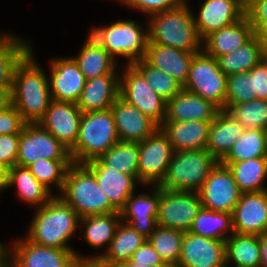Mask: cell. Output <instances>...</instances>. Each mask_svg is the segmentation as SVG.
Here are the masks:
<instances>
[{
	"instance_id": "obj_21",
	"label": "cell",
	"mask_w": 267,
	"mask_h": 267,
	"mask_svg": "<svg viewBox=\"0 0 267 267\" xmlns=\"http://www.w3.org/2000/svg\"><path fill=\"white\" fill-rule=\"evenodd\" d=\"M152 195L141 193L136 197L132 194L124 208L120 211L121 221L129 224L134 230L148 238L157 226L160 187L154 185ZM125 219V220H124Z\"/></svg>"
},
{
	"instance_id": "obj_31",
	"label": "cell",
	"mask_w": 267,
	"mask_h": 267,
	"mask_svg": "<svg viewBox=\"0 0 267 267\" xmlns=\"http://www.w3.org/2000/svg\"><path fill=\"white\" fill-rule=\"evenodd\" d=\"M147 240L129 224L120 221L114 238L105 253L98 256L107 265H120L131 259L133 253Z\"/></svg>"
},
{
	"instance_id": "obj_23",
	"label": "cell",
	"mask_w": 267,
	"mask_h": 267,
	"mask_svg": "<svg viewBox=\"0 0 267 267\" xmlns=\"http://www.w3.org/2000/svg\"><path fill=\"white\" fill-rule=\"evenodd\" d=\"M212 121H164L159 128L167 136L174 151L206 149Z\"/></svg>"
},
{
	"instance_id": "obj_41",
	"label": "cell",
	"mask_w": 267,
	"mask_h": 267,
	"mask_svg": "<svg viewBox=\"0 0 267 267\" xmlns=\"http://www.w3.org/2000/svg\"><path fill=\"white\" fill-rule=\"evenodd\" d=\"M145 78L149 86L166 102L178 94L183 86L166 72L154 68L144 59L132 64Z\"/></svg>"
},
{
	"instance_id": "obj_29",
	"label": "cell",
	"mask_w": 267,
	"mask_h": 267,
	"mask_svg": "<svg viewBox=\"0 0 267 267\" xmlns=\"http://www.w3.org/2000/svg\"><path fill=\"white\" fill-rule=\"evenodd\" d=\"M78 56L73 57L86 80L106 74H116L115 59L96 39L88 35Z\"/></svg>"
},
{
	"instance_id": "obj_27",
	"label": "cell",
	"mask_w": 267,
	"mask_h": 267,
	"mask_svg": "<svg viewBox=\"0 0 267 267\" xmlns=\"http://www.w3.org/2000/svg\"><path fill=\"white\" fill-rule=\"evenodd\" d=\"M95 176L100 188L107 195L111 205L120 212L127 200L134 194L135 181L132 175L120 173L109 166H86Z\"/></svg>"
},
{
	"instance_id": "obj_28",
	"label": "cell",
	"mask_w": 267,
	"mask_h": 267,
	"mask_svg": "<svg viewBox=\"0 0 267 267\" xmlns=\"http://www.w3.org/2000/svg\"><path fill=\"white\" fill-rule=\"evenodd\" d=\"M244 130V127L227 110H220L210 124L206 149L220 162Z\"/></svg>"
},
{
	"instance_id": "obj_18",
	"label": "cell",
	"mask_w": 267,
	"mask_h": 267,
	"mask_svg": "<svg viewBox=\"0 0 267 267\" xmlns=\"http://www.w3.org/2000/svg\"><path fill=\"white\" fill-rule=\"evenodd\" d=\"M198 17L194 16L199 37L229 26L245 16L246 0H205Z\"/></svg>"
},
{
	"instance_id": "obj_15",
	"label": "cell",
	"mask_w": 267,
	"mask_h": 267,
	"mask_svg": "<svg viewBox=\"0 0 267 267\" xmlns=\"http://www.w3.org/2000/svg\"><path fill=\"white\" fill-rule=\"evenodd\" d=\"M225 241L184 232L177 267H225Z\"/></svg>"
},
{
	"instance_id": "obj_16",
	"label": "cell",
	"mask_w": 267,
	"mask_h": 267,
	"mask_svg": "<svg viewBox=\"0 0 267 267\" xmlns=\"http://www.w3.org/2000/svg\"><path fill=\"white\" fill-rule=\"evenodd\" d=\"M235 233L263 235L267 233V190L242 193L232 212Z\"/></svg>"
},
{
	"instance_id": "obj_22",
	"label": "cell",
	"mask_w": 267,
	"mask_h": 267,
	"mask_svg": "<svg viewBox=\"0 0 267 267\" xmlns=\"http://www.w3.org/2000/svg\"><path fill=\"white\" fill-rule=\"evenodd\" d=\"M220 110L213 102L183 88L167 101L165 121H213Z\"/></svg>"
},
{
	"instance_id": "obj_56",
	"label": "cell",
	"mask_w": 267,
	"mask_h": 267,
	"mask_svg": "<svg viewBox=\"0 0 267 267\" xmlns=\"http://www.w3.org/2000/svg\"><path fill=\"white\" fill-rule=\"evenodd\" d=\"M8 169L0 164V190L7 187Z\"/></svg>"
},
{
	"instance_id": "obj_55",
	"label": "cell",
	"mask_w": 267,
	"mask_h": 267,
	"mask_svg": "<svg viewBox=\"0 0 267 267\" xmlns=\"http://www.w3.org/2000/svg\"><path fill=\"white\" fill-rule=\"evenodd\" d=\"M11 252L12 251H9L7 248H5L0 253V267H12V258H9V255L11 256Z\"/></svg>"
},
{
	"instance_id": "obj_54",
	"label": "cell",
	"mask_w": 267,
	"mask_h": 267,
	"mask_svg": "<svg viewBox=\"0 0 267 267\" xmlns=\"http://www.w3.org/2000/svg\"><path fill=\"white\" fill-rule=\"evenodd\" d=\"M261 267H267V233L260 235Z\"/></svg>"
},
{
	"instance_id": "obj_58",
	"label": "cell",
	"mask_w": 267,
	"mask_h": 267,
	"mask_svg": "<svg viewBox=\"0 0 267 267\" xmlns=\"http://www.w3.org/2000/svg\"><path fill=\"white\" fill-rule=\"evenodd\" d=\"M6 247L2 244V243H0V253L5 249Z\"/></svg>"
},
{
	"instance_id": "obj_12",
	"label": "cell",
	"mask_w": 267,
	"mask_h": 267,
	"mask_svg": "<svg viewBox=\"0 0 267 267\" xmlns=\"http://www.w3.org/2000/svg\"><path fill=\"white\" fill-rule=\"evenodd\" d=\"M173 152L167 136L160 128L139 142L138 182L159 185L166 176Z\"/></svg>"
},
{
	"instance_id": "obj_32",
	"label": "cell",
	"mask_w": 267,
	"mask_h": 267,
	"mask_svg": "<svg viewBox=\"0 0 267 267\" xmlns=\"http://www.w3.org/2000/svg\"><path fill=\"white\" fill-rule=\"evenodd\" d=\"M226 266L261 267L260 238L257 235L233 233L225 240Z\"/></svg>"
},
{
	"instance_id": "obj_42",
	"label": "cell",
	"mask_w": 267,
	"mask_h": 267,
	"mask_svg": "<svg viewBox=\"0 0 267 267\" xmlns=\"http://www.w3.org/2000/svg\"><path fill=\"white\" fill-rule=\"evenodd\" d=\"M246 130L267 131V100L252 99L232 105L227 110Z\"/></svg>"
},
{
	"instance_id": "obj_19",
	"label": "cell",
	"mask_w": 267,
	"mask_h": 267,
	"mask_svg": "<svg viewBox=\"0 0 267 267\" xmlns=\"http://www.w3.org/2000/svg\"><path fill=\"white\" fill-rule=\"evenodd\" d=\"M111 111L119 141L142 142L159 128L154 121L120 96L114 101Z\"/></svg>"
},
{
	"instance_id": "obj_9",
	"label": "cell",
	"mask_w": 267,
	"mask_h": 267,
	"mask_svg": "<svg viewBox=\"0 0 267 267\" xmlns=\"http://www.w3.org/2000/svg\"><path fill=\"white\" fill-rule=\"evenodd\" d=\"M201 207L198 192L166 190L160 187L156 223L163 228L187 232Z\"/></svg>"
},
{
	"instance_id": "obj_4",
	"label": "cell",
	"mask_w": 267,
	"mask_h": 267,
	"mask_svg": "<svg viewBox=\"0 0 267 267\" xmlns=\"http://www.w3.org/2000/svg\"><path fill=\"white\" fill-rule=\"evenodd\" d=\"M61 192L59 196L80 218L118 212L84 164L69 166Z\"/></svg>"
},
{
	"instance_id": "obj_61",
	"label": "cell",
	"mask_w": 267,
	"mask_h": 267,
	"mask_svg": "<svg viewBox=\"0 0 267 267\" xmlns=\"http://www.w3.org/2000/svg\"><path fill=\"white\" fill-rule=\"evenodd\" d=\"M120 1L126 4L128 0H120Z\"/></svg>"
},
{
	"instance_id": "obj_39",
	"label": "cell",
	"mask_w": 267,
	"mask_h": 267,
	"mask_svg": "<svg viewBox=\"0 0 267 267\" xmlns=\"http://www.w3.org/2000/svg\"><path fill=\"white\" fill-rule=\"evenodd\" d=\"M258 157H267V131L245 129L220 163L231 164Z\"/></svg>"
},
{
	"instance_id": "obj_34",
	"label": "cell",
	"mask_w": 267,
	"mask_h": 267,
	"mask_svg": "<svg viewBox=\"0 0 267 267\" xmlns=\"http://www.w3.org/2000/svg\"><path fill=\"white\" fill-rule=\"evenodd\" d=\"M231 171L242 193L266 191L263 180L267 178V157L252 158L231 164H222Z\"/></svg>"
},
{
	"instance_id": "obj_20",
	"label": "cell",
	"mask_w": 267,
	"mask_h": 267,
	"mask_svg": "<svg viewBox=\"0 0 267 267\" xmlns=\"http://www.w3.org/2000/svg\"><path fill=\"white\" fill-rule=\"evenodd\" d=\"M49 88L52 100L77 103L86 79L73 59L58 58L51 63Z\"/></svg>"
},
{
	"instance_id": "obj_5",
	"label": "cell",
	"mask_w": 267,
	"mask_h": 267,
	"mask_svg": "<svg viewBox=\"0 0 267 267\" xmlns=\"http://www.w3.org/2000/svg\"><path fill=\"white\" fill-rule=\"evenodd\" d=\"M118 141L111 108L83 113L78 139L70 150L73 163L85 164L97 159Z\"/></svg>"
},
{
	"instance_id": "obj_57",
	"label": "cell",
	"mask_w": 267,
	"mask_h": 267,
	"mask_svg": "<svg viewBox=\"0 0 267 267\" xmlns=\"http://www.w3.org/2000/svg\"><path fill=\"white\" fill-rule=\"evenodd\" d=\"M120 267H170L169 265H158V266H151V265H140L138 263H135L131 260L125 261L119 265Z\"/></svg>"
},
{
	"instance_id": "obj_33",
	"label": "cell",
	"mask_w": 267,
	"mask_h": 267,
	"mask_svg": "<svg viewBox=\"0 0 267 267\" xmlns=\"http://www.w3.org/2000/svg\"><path fill=\"white\" fill-rule=\"evenodd\" d=\"M13 185H16L21 199L28 204H36L38 208L53 197L50 190L40 183L27 167L15 165L8 169L7 187Z\"/></svg>"
},
{
	"instance_id": "obj_13",
	"label": "cell",
	"mask_w": 267,
	"mask_h": 267,
	"mask_svg": "<svg viewBox=\"0 0 267 267\" xmlns=\"http://www.w3.org/2000/svg\"><path fill=\"white\" fill-rule=\"evenodd\" d=\"M198 193L202 207L230 214L242 194L231 171L220 162L209 173Z\"/></svg>"
},
{
	"instance_id": "obj_2",
	"label": "cell",
	"mask_w": 267,
	"mask_h": 267,
	"mask_svg": "<svg viewBox=\"0 0 267 267\" xmlns=\"http://www.w3.org/2000/svg\"><path fill=\"white\" fill-rule=\"evenodd\" d=\"M80 217L60 196H53L36 210L27 238L35 244L72 249L67 245L75 233Z\"/></svg>"
},
{
	"instance_id": "obj_11",
	"label": "cell",
	"mask_w": 267,
	"mask_h": 267,
	"mask_svg": "<svg viewBox=\"0 0 267 267\" xmlns=\"http://www.w3.org/2000/svg\"><path fill=\"white\" fill-rule=\"evenodd\" d=\"M41 158L72 160L70 150L38 123L25 124L20 134L16 165L28 167Z\"/></svg>"
},
{
	"instance_id": "obj_53",
	"label": "cell",
	"mask_w": 267,
	"mask_h": 267,
	"mask_svg": "<svg viewBox=\"0 0 267 267\" xmlns=\"http://www.w3.org/2000/svg\"><path fill=\"white\" fill-rule=\"evenodd\" d=\"M11 89L12 87H0V111L12 104Z\"/></svg>"
},
{
	"instance_id": "obj_26",
	"label": "cell",
	"mask_w": 267,
	"mask_h": 267,
	"mask_svg": "<svg viewBox=\"0 0 267 267\" xmlns=\"http://www.w3.org/2000/svg\"><path fill=\"white\" fill-rule=\"evenodd\" d=\"M195 53L198 52H185L148 42L144 60L152 67L166 72L184 86L188 78L191 59Z\"/></svg>"
},
{
	"instance_id": "obj_40",
	"label": "cell",
	"mask_w": 267,
	"mask_h": 267,
	"mask_svg": "<svg viewBox=\"0 0 267 267\" xmlns=\"http://www.w3.org/2000/svg\"><path fill=\"white\" fill-rule=\"evenodd\" d=\"M183 237L184 232L182 231L157 225L147 240L159 254L164 264L177 267Z\"/></svg>"
},
{
	"instance_id": "obj_52",
	"label": "cell",
	"mask_w": 267,
	"mask_h": 267,
	"mask_svg": "<svg viewBox=\"0 0 267 267\" xmlns=\"http://www.w3.org/2000/svg\"><path fill=\"white\" fill-rule=\"evenodd\" d=\"M254 36L259 40L265 52H267V19H264L255 29Z\"/></svg>"
},
{
	"instance_id": "obj_35",
	"label": "cell",
	"mask_w": 267,
	"mask_h": 267,
	"mask_svg": "<svg viewBox=\"0 0 267 267\" xmlns=\"http://www.w3.org/2000/svg\"><path fill=\"white\" fill-rule=\"evenodd\" d=\"M265 51L259 40L253 36L246 44L234 52L217 58L219 68L228 77L241 72L250 71L264 58Z\"/></svg>"
},
{
	"instance_id": "obj_6",
	"label": "cell",
	"mask_w": 267,
	"mask_h": 267,
	"mask_svg": "<svg viewBox=\"0 0 267 267\" xmlns=\"http://www.w3.org/2000/svg\"><path fill=\"white\" fill-rule=\"evenodd\" d=\"M219 161L207 149L174 151L165 178L166 190L199 192Z\"/></svg>"
},
{
	"instance_id": "obj_49",
	"label": "cell",
	"mask_w": 267,
	"mask_h": 267,
	"mask_svg": "<svg viewBox=\"0 0 267 267\" xmlns=\"http://www.w3.org/2000/svg\"><path fill=\"white\" fill-rule=\"evenodd\" d=\"M131 261L140 265H167L161 260L159 254L155 251L153 246L146 240L132 255Z\"/></svg>"
},
{
	"instance_id": "obj_25",
	"label": "cell",
	"mask_w": 267,
	"mask_h": 267,
	"mask_svg": "<svg viewBox=\"0 0 267 267\" xmlns=\"http://www.w3.org/2000/svg\"><path fill=\"white\" fill-rule=\"evenodd\" d=\"M118 74H106L88 79L77 101L83 113L110 109L119 97L120 78Z\"/></svg>"
},
{
	"instance_id": "obj_44",
	"label": "cell",
	"mask_w": 267,
	"mask_h": 267,
	"mask_svg": "<svg viewBox=\"0 0 267 267\" xmlns=\"http://www.w3.org/2000/svg\"><path fill=\"white\" fill-rule=\"evenodd\" d=\"M252 99L251 70L227 77L225 110Z\"/></svg>"
},
{
	"instance_id": "obj_30",
	"label": "cell",
	"mask_w": 267,
	"mask_h": 267,
	"mask_svg": "<svg viewBox=\"0 0 267 267\" xmlns=\"http://www.w3.org/2000/svg\"><path fill=\"white\" fill-rule=\"evenodd\" d=\"M139 142L118 141L99 158L85 166H109L120 173L132 175L138 181Z\"/></svg>"
},
{
	"instance_id": "obj_47",
	"label": "cell",
	"mask_w": 267,
	"mask_h": 267,
	"mask_svg": "<svg viewBox=\"0 0 267 267\" xmlns=\"http://www.w3.org/2000/svg\"><path fill=\"white\" fill-rule=\"evenodd\" d=\"M184 1L185 0H128L126 5L152 15L174 9Z\"/></svg>"
},
{
	"instance_id": "obj_36",
	"label": "cell",
	"mask_w": 267,
	"mask_h": 267,
	"mask_svg": "<svg viewBox=\"0 0 267 267\" xmlns=\"http://www.w3.org/2000/svg\"><path fill=\"white\" fill-rule=\"evenodd\" d=\"M189 232L206 238L225 241L234 233L232 214L201 207ZM228 232L231 235H228Z\"/></svg>"
},
{
	"instance_id": "obj_50",
	"label": "cell",
	"mask_w": 267,
	"mask_h": 267,
	"mask_svg": "<svg viewBox=\"0 0 267 267\" xmlns=\"http://www.w3.org/2000/svg\"><path fill=\"white\" fill-rule=\"evenodd\" d=\"M245 15L255 29L264 19H267V0H246Z\"/></svg>"
},
{
	"instance_id": "obj_37",
	"label": "cell",
	"mask_w": 267,
	"mask_h": 267,
	"mask_svg": "<svg viewBox=\"0 0 267 267\" xmlns=\"http://www.w3.org/2000/svg\"><path fill=\"white\" fill-rule=\"evenodd\" d=\"M30 50L21 38L0 34V87H12L14 70Z\"/></svg>"
},
{
	"instance_id": "obj_10",
	"label": "cell",
	"mask_w": 267,
	"mask_h": 267,
	"mask_svg": "<svg viewBox=\"0 0 267 267\" xmlns=\"http://www.w3.org/2000/svg\"><path fill=\"white\" fill-rule=\"evenodd\" d=\"M121 77L119 96L160 126L165 121L167 102L155 93L132 64H127Z\"/></svg>"
},
{
	"instance_id": "obj_17",
	"label": "cell",
	"mask_w": 267,
	"mask_h": 267,
	"mask_svg": "<svg viewBox=\"0 0 267 267\" xmlns=\"http://www.w3.org/2000/svg\"><path fill=\"white\" fill-rule=\"evenodd\" d=\"M11 252L12 267H67L78 253L33 243L27 237L15 241Z\"/></svg>"
},
{
	"instance_id": "obj_3",
	"label": "cell",
	"mask_w": 267,
	"mask_h": 267,
	"mask_svg": "<svg viewBox=\"0 0 267 267\" xmlns=\"http://www.w3.org/2000/svg\"><path fill=\"white\" fill-rule=\"evenodd\" d=\"M147 24L148 42L180 49L185 52H201L202 39L199 37L194 14L184 1L174 9L151 15Z\"/></svg>"
},
{
	"instance_id": "obj_60",
	"label": "cell",
	"mask_w": 267,
	"mask_h": 267,
	"mask_svg": "<svg viewBox=\"0 0 267 267\" xmlns=\"http://www.w3.org/2000/svg\"><path fill=\"white\" fill-rule=\"evenodd\" d=\"M106 267H120L119 265H106Z\"/></svg>"
},
{
	"instance_id": "obj_51",
	"label": "cell",
	"mask_w": 267,
	"mask_h": 267,
	"mask_svg": "<svg viewBox=\"0 0 267 267\" xmlns=\"http://www.w3.org/2000/svg\"><path fill=\"white\" fill-rule=\"evenodd\" d=\"M106 263L99 257H84L75 255L67 267H106Z\"/></svg>"
},
{
	"instance_id": "obj_43",
	"label": "cell",
	"mask_w": 267,
	"mask_h": 267,
	"mask_svg": "<svg viewBox=\"0 0 267 267\" xmlns=\"http://www.w3.org/2000/svg\"><path fill=\"white\" fill-rule=\"evenodd\" d=\"M73 160H48L38 159L31 163L27 168L33 176L50 191V184L62 190L66 173Z\"/></svg>"
},
{
	"instance_id": "obj_46",
	"label": "cell",
	"mask_w": 267,
	"mask_h": 267,
	"mask_svg": "<svg viewBox=\"0 0 267 267\" xmlns=\"http://www.w3.org/2000/svg\"><path fill=\"white\" fill-rule=\"evenodd\" d=\"M25 124L21 114L12 104L0 111V135L21 134Z\"/></svg>"
},
{
	"instance_id": "obj_59",
	"label": "cell",
	"mask_w": 267,
	"mask_h": 267,
	"mask_svg": "<svg viewBox=\"0 0 267 267\" xmlns=\"http://www.w3.org/2000/svg\"><path fill=\"white\" fill-rule=\"evenodd\" d=\"M263 61H264V62L267 64V52H265V55H264Z\"/></svg>"
},
{
	"instance_id": "obj_45",
	"label": "cell",
	"mask_w": 267,
	"mask_h": 267,
	"mask_svg": "<svg viewBox=\"0 0 267 267\" xmlns=\"http://www.w3.org/2000/svg\"><path fill=\"white\" fill-rule=\"evenodd\" d=\"M20 134L0 135V164L7 169L16 165Z\"/></svg>"
},
{
	"instance_id": "obj_1",
	"label": "cell",
	"mask_w": 267,
	"mask_h": 267,
	"mask_svg": "<svg viewBox=\"0 0 267 267\" xmlns=\"http://www.w3.org/2000/svg\"><path fill=\"white\" fill-rule=\"evenodd\" d=\"M45 74L33 60L31 50L14 70L12 105L26 124L38 123L52 101L49 81Z\"/></svg>"
},
{
	"instance_id": "obj_24",
	"label": "cell",
	"mask_w": 267,
	"mask_h": 267,
	"mask_svg": "<svg viewBox=\"0 0 267 267\" xmlns=\"http://www.w3.org/2000/svg\"><path fill=\"white\" fill-rule=\"evenodd\" d=\"M254 36V29L245 15L241 20L214 31L202 41L206 54L218 58L242 47Z\"/></svg>"
},
{
	"instance_id": "obj_8",
	"label": "cell",
	"mask_w": 267,
	"mask_h": 267,
	"mask_svg": "<svg viewBox=\"0 0 267 267\" xmlns=\"http://www.w3.org/2000/svg\"><path fill=\"white\" fill-rule=\"evenodd\" d=\"M226 83L227 76L219 68L217 59L202 50L193 55L183 88L225 110Z\"/></svg>"
},
{
	"instance_id": "obj_48",
	"label": "cell",
	"mask_w": 267,
	"mask_h": 267,
	"mask_svg": "<svg viewBox=\"0 0 267 267\" xmlns=\"http://www.w3.org/2000/svg\"><path fill=\"white\" fill-rule=\"evenodd\" d=\"M253 99L267 100V64L262 60L251 68Z\"/></svg>"
},
{
	"instance_id": "obj_38",
	"label": "cell",
	"mask_w": 267,
	"mask_h": 267,
	"mask_svg": "<svg viewBox=\"0 0 267 267\" xmlns=\"http://www.w3.org/2000/svg\"><path fill=\"white\" fill-rule=\"evenodd\" d=\"M121 221L120 212L90 215L79 219V223L85 226L82 235L85 241L93 248H99L111 244L118 224Z\"/></svg>"
},
{
	"instance_id": "obj_14",
	"label": "cell",
	"mask_w": 267,
	"mask_h": 267,
	"mask_svg": "<svg viewBox=\"0 0 267 267\" xmlns=\"http://www.w3.org/2000/svg\"><path fill=\"white\" fill-rule=\"evenodd\" d=\"M82 114L74 102L52 100L38 124L71 150L78 139Z\"/></svg>"
},
{
	"instance_id": "obj_7",
	"label": "cell",
	"mask_w": 267,
	"mask_h": 267,
	"mask_svg": "<svg viewBox=\"0 0 267 267\" xmlns=\"http://www.w3.org/2000/svg\"><path fill=\"white\" fill-rule=\"evenodd\" d=\"M148 29L142 27L134 20H119L109 26L95 27L90 35L104 47L110 55L124 56L128 65L145 57L148 44Z\"/></svg>"
}]
</instances>
